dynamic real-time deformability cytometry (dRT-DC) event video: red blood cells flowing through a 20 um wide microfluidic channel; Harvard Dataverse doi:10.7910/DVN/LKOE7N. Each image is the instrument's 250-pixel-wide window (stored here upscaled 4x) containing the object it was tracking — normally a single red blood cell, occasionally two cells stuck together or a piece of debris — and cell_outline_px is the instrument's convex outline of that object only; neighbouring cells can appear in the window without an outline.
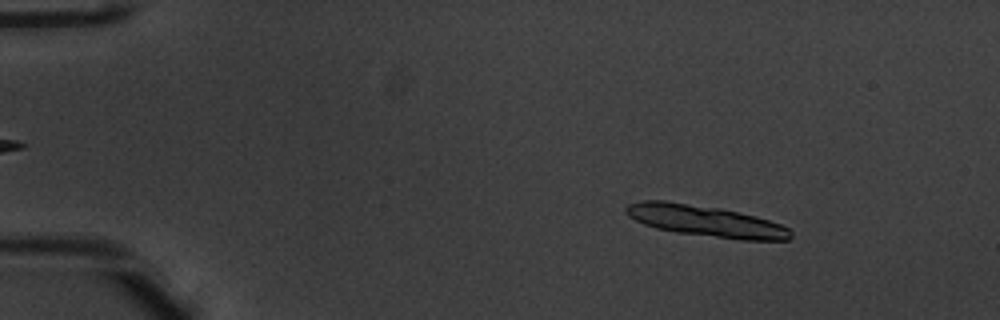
{"species": "common noctule bat (a hibernating species)", "species_latin": "Nyctalus noctula", "temperature_condition": "warm", "stored_images_in_passage": 16, "camera_frame_rate_fps": 3000, "um_per_image_px": 0.085, "animal": {"sex": "male", "body_mass_g": 20.1, "forearm_length_mm": 53.5}, "frame": {"image": 1, "passage_image": 7, "time_ms": 2.0, "image_size_px": [1000, 320], "cell_outline_px": [[792, 236], [788, 240], [740, 240], [676, 232], [656, 228], [644, 224], [628, 216], [624, 212], [624, 208], [628, 204], [644, 200], [664, 200], [720, 208], [740, 212], [756, 216], [780, 224], [788, 228], [792, 232]], "centroid_in_image_um": [59.97, 18.78], "position_along_channel_um": 25.0, "area_um2": 30.0}}